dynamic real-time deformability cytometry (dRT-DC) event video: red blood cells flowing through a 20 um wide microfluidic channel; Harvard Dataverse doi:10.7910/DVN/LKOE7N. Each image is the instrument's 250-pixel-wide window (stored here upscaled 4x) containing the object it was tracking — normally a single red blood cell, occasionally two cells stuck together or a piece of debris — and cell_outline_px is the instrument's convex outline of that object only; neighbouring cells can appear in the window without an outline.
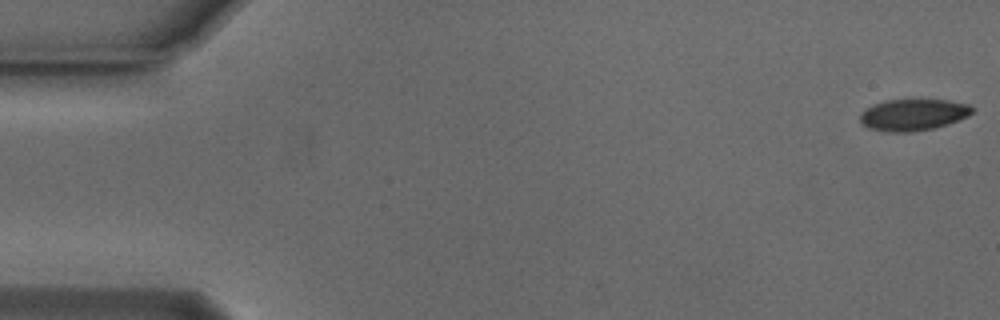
{"species": "Egyptian fruit bat (a non-hibernating species)", "species_latin": "Rousettus aegyptiacus", "temperature_condition": "cold", "stored_images_in_passage": 55, "camera_frame_rate_fps": 3000, "um_per_image_px": 0.085, "animal": {"sex": "male"}, "frame": {"image": 1, "passage_image": 1, "time_ms": 0.0, "image_size_px": [1000, 320], "cell_outline_px": [[972, 112], [968, 116], [948, 124], [932, 128], [912, 132], [892, 132], [868, 128], [860, 120], [860, 116], [872, 104], [884, 100], [948, 100], [968, 104], [972, 108]], "centroid_in_image_um": [77.63, 9.75], "position_along_channel_um": 7.4, "area_um2": 20.35}}
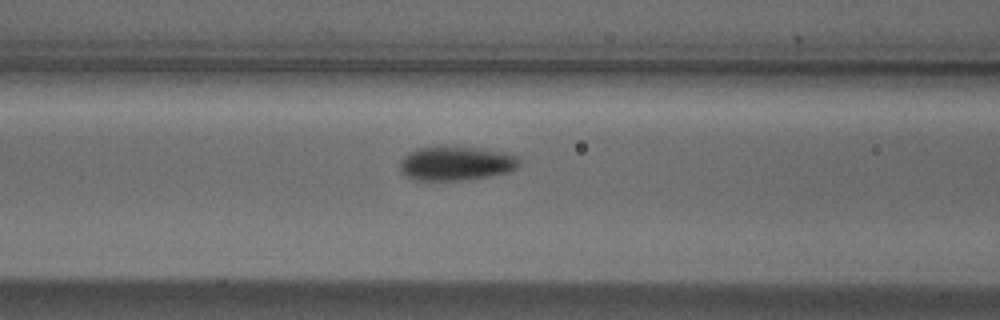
{"frame": {"image": 2, "passage_image": 22, "time_ms": 7.0, "image_size_px": [1000, 320], "cell_outline_px": [[520, 164], [516, 168], [508, 172], [488, 176], [456, 180], [416, 180], [400, 172], [400, 160], [408, 152], [416, 148], [444, 144], [508, 152], [516, 156], [520, 160]], "centroid_in_image_um": [38.74, 13.84], "position_along_channel_um": 127.9, "area_um2": 24.16}}
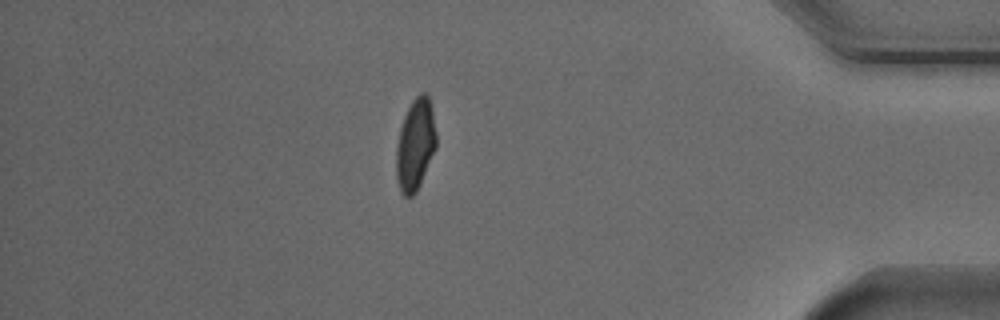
{"frame": {"image": 3, "passage_image": 47, "time_ms": 15.333, "image_size_px": [1000, 320], "cell_outline_px": [[436, 148], [420, 184], [416, 192], [412, 196], [404, 196], [400, 192], [396, 176], [396, 148], [400, 128], [404, 116], [412, 100], [420, 92], [428, 92], [432, 108], [436, 132]], "centroid_in_image_um": [35.31, 12.27], "position_along_channel_um": 399.9, "area_um2": 21.5}, "authors_computed_cell_mechanics": {"area_um2": 21.8484, "velocity_mm_per_s": 3.7592, "shape_relaxation_time_tau1_ms": 2.5185, "shape_relaxation_time_tau2_ms": 2.2159, "deformation_change_tau1": 0.1162, "deformation_change_tau2": 0.0492}}